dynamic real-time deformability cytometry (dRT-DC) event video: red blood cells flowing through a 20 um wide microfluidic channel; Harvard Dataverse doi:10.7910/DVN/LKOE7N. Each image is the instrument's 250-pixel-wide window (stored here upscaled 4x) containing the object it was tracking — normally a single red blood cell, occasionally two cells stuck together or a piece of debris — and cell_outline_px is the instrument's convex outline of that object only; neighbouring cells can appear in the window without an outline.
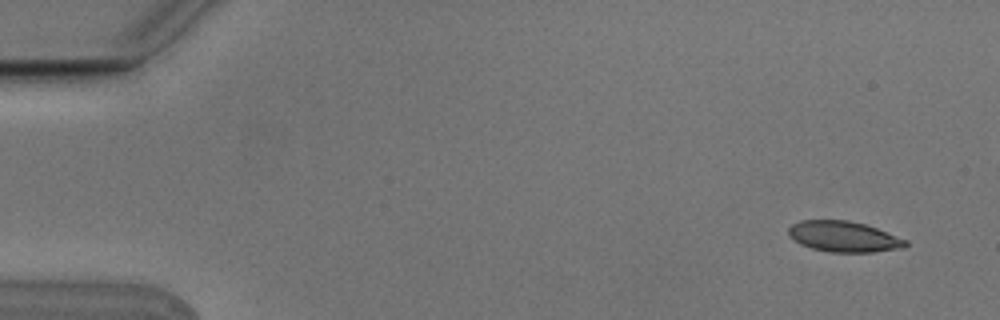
{"species": "Egyptian fruit bat (a non-hibernating species)", "species_latin": "Rousettus aegyptiacus", "temperature_condition": "cold", "stored_images_in_passage": 6, "camera_frame_rate_fps": 3000, "um_per_image_px": 0.085, "animal": {"sex": "male"}, "frame": {"image": 1, "passage_image": 1, "time_ms": 0.0, "image_size_px": [1000, 320], "cell_outline_px": [[908, 244], [904, 248], [872, 252], [828, 252], [812, 248], [800, 244], [792, 240], [788, 236], [788, 228], [792, 224], [800, 220], [848, 220], [864, 224], [876, 228], [908, 240]], "centroid_in_image_um": [71.69, 20.11], "position_along_channel_um": 13.3, "area_um2": 21.1}}